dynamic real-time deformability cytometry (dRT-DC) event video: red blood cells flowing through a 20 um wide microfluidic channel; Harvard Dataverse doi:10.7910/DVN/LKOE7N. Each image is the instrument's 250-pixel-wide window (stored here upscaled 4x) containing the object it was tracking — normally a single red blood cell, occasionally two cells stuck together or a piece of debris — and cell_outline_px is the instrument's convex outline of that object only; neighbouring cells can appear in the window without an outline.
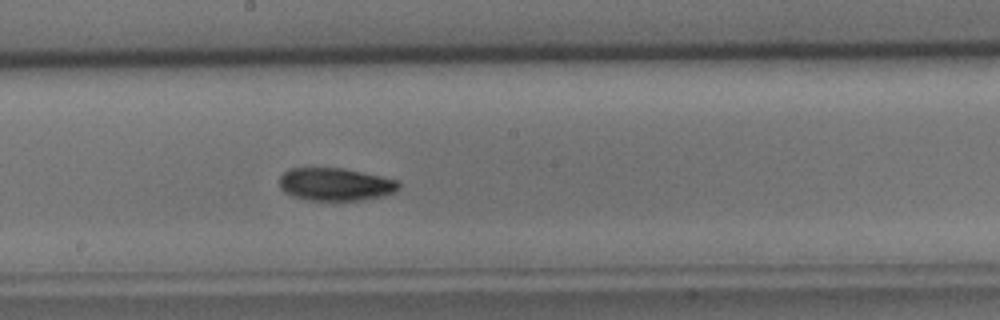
{"species": "common noctule bat (a hibernating species)", "species_latin": "Nyctalus noctula", "temperature_condition": "cold", "stored_images_in_passage": 45, "segment_of_instrument_passage": [1, 2], "camera_frame_rate_fps": 3000, "um_per_image_px": 0.085, "animal": {"sex": "male", "body_mass_g": 15.6}, "frame": {"image": 1, "passage_image": 23, "time_ms": 7.333, "image_size_px": [1000, 320], "cell_outline_px": [[400, 188], [396, 192], [384, 196], [364, 200], [312, 200], [292, 196], [284, 192], [280, 188], [280, 176], [288, 168], [344, 168], [400, 180]], "centroid_in_image_um": [28.55, 15.66], "position_along_channel_um": 219.6, "area_um2": 23.06}}
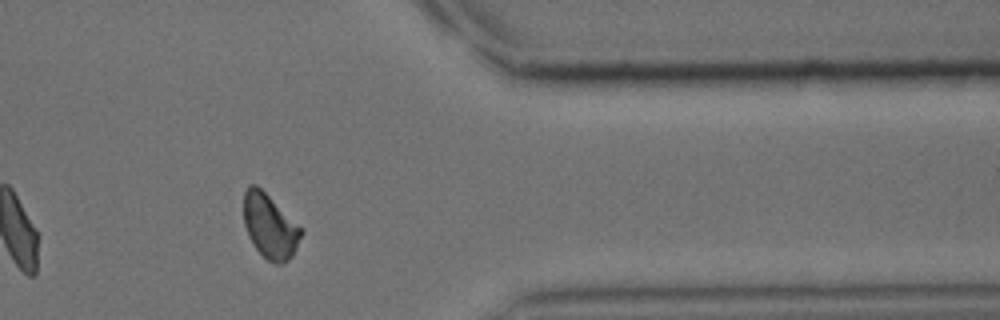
{"frame": {"image": 2, "passage_image": 36, "time_ms": 11.667, "image_size_px": [1000, 320], "cell_outline_px": [[304, 232], [292, 256], [284, 264], [276, 264], [268, 260], [256, 248], [248, 236], [244, 224], [244, 192], [248, 184], [256, 184], [304, 228]], "centroid_in_image_um": [22.97, 19.22], "position_along_channel_um": 388.4, "area_um2": 21.73}}
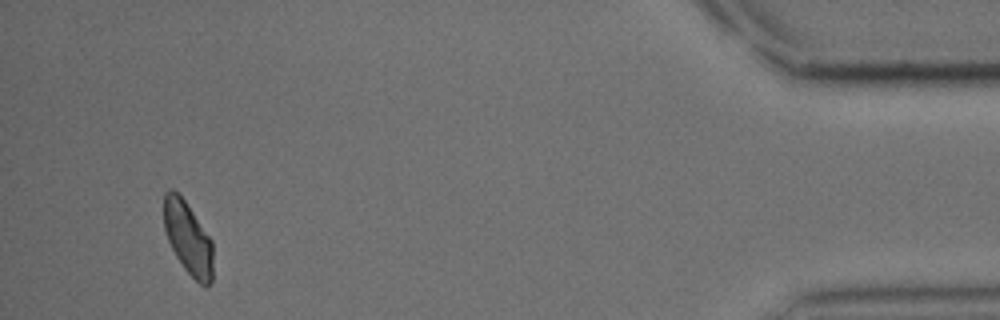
{"frame": {"image": 3, "passage_image": 42, "time_ms": 13.667, "image_size_px": [1000, 320], "cell_outline_px": [[212, 280], [208, 288], [204, 288], [184, 268], [176, 256], [168, 240], [164, 228], [164, 192], [168, 188], [172, 188], [184, 200], [212, 240]], "centroid_in_image_um": [15.98, 20.25], "position_along_channel_um": 419.2, "area_um2": 20.69}}